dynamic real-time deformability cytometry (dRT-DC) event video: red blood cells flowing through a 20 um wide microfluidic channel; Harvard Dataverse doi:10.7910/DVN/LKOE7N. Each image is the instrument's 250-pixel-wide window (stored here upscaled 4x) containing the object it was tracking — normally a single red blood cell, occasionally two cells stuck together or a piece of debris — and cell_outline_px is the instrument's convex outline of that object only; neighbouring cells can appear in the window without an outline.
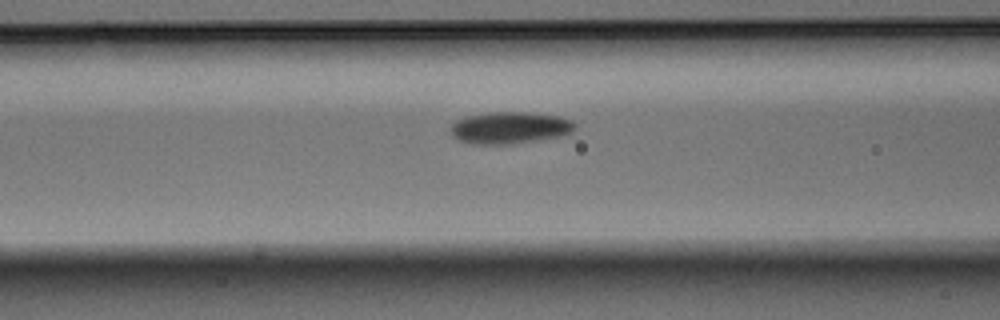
{"species": "Egyptian fruit bat (a non-hibernating species)", "species_latin": "Rousettus aegyptiacus", "temperature_condition": "warm", "stored_images_in_passage": 4, "camera_frame_rate_fps": 3000, "um_per_image_px": 0.085, "animal": {"sex": "male"}, "frame": {"image": 1, "passage_image": 4, "time_ms": 1.0, "image_size_px": [1000, 320], "cell_outline_px": [[576, 128], [572, 132], [560, 136], [540, 140], [512, 144], [472, 144], [460, 140], [452, 136], [448, 128], [456, 120], [464, 116], [488, 112], [528, 112], [560, 116], [572, 120], [576, 124]], "centroid_in_image_um": [43.33, 10.85], "position_along_channel_um": 123.3, "area_um2": 23.52}}